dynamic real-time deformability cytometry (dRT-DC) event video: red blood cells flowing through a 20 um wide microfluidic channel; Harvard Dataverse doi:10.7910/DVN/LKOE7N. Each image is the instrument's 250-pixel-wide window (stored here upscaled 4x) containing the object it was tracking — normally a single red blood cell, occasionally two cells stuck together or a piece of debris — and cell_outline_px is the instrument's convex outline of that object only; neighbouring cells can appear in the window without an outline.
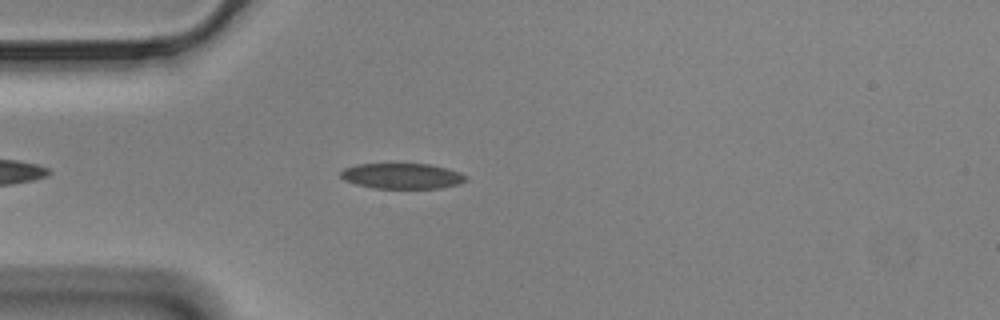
{"species": "Egyptian fruit bat (a non-hibernating species)", "species_latin": "Rousettus aegyptiacus", "temperature_condition": "cold", "stored_images_in_passage": 32, "camera_frame_rate_fps": 3000, "um_per_image_px": 0.085, "animal": {"sex": "male"}, "frame": {"image": 1, "passage_image": 6, "time_ms": 1.667, "image_size_px": [1000, 320], "cell_outline_px": [[468, 180], [460, 184], [440, 188], [376, 188], [356, 184], [344, 180], [340, 176], [340, 172], [344, 168], [356, 164], [428, 164], [448, 168], [460, 172], [468, 176]], "centroid_in_image_um": [34.21, 14.96], "position_along_channel_um": 50.8, "area_um2": 18.73}}
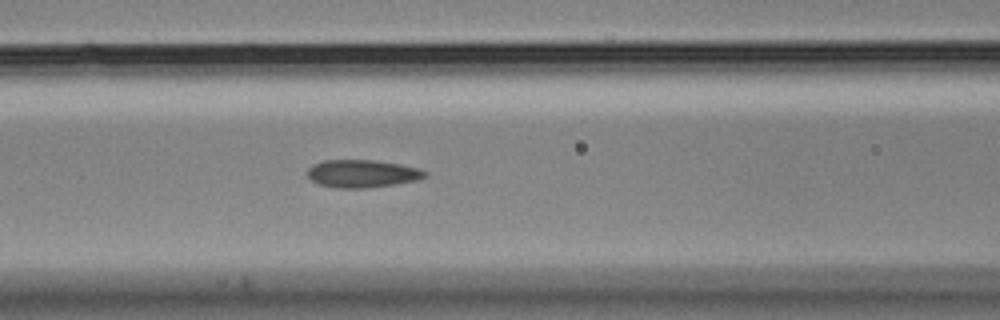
{"frame": {"image": 2, "passage_image": 14, "time_ms": 4.333, "image_size_px": [1000, 320], "cell_outline_px": [[428, 176], [416, 180], [396, 184], [368, 188], [336, 188], [320, 184], [312, 180], [308, 176], [308, 168], [312, 164], [324, 160], [372, 160], [400, 164], [420, 168], [428, 172]], "centroid_in_image_um": [30.82, 14.76], "position_along_channel_um": 135.8, "area_um2": 19.07}}
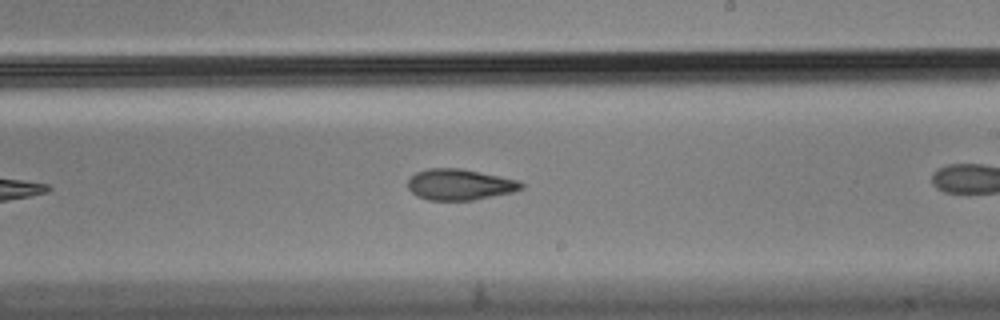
{"frame": {"image": 3, "passage_image": 20, "time_ms": 6.333, "image_size_px": [1000, 320], "cell_outline_px": [[524, 188], [512, 192], [472, 200], [428, 200], [416, 196], [408, 188], [408, 180], [416, 172], [428, 168], [460, 168], [520, 180], [524, 184]], "centroid_in_image_um": [39.08, 15.68], "position_along_channel_um": 249.9, "area_um2": 20.52}}